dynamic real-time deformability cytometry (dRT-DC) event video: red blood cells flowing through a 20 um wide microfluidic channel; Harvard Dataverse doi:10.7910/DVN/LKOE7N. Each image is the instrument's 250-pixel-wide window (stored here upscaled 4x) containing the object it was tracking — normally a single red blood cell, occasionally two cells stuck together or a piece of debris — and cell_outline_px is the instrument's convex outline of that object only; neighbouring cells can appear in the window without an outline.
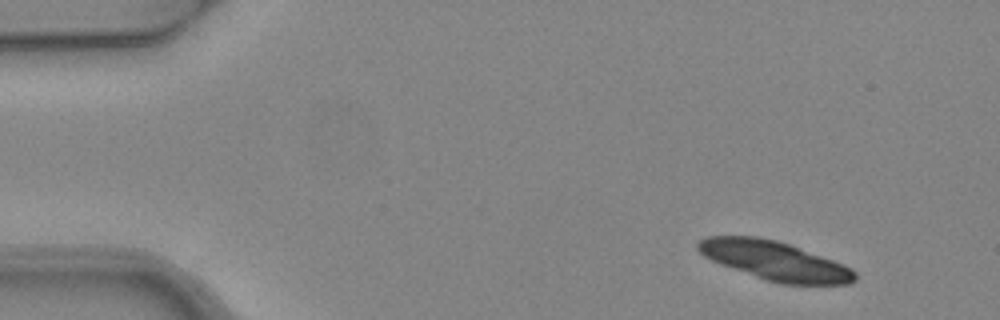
{"species": "common noctule bat (a hibernating species)", "species_latin": "Nyctalus noctula", "temperature_condition": "warm", "stored_images_in_passage": 4, "camera_frame_rate_fps": 3000, "um_per_image_px": 0.085, "animal": {"sex": "female", "body_mass_g": 24.6, "forearm_length_mm": 56.2}, "frame": {"image": 1, "passage_image": 1, "time_ms": 0.0, "image_size_px": [1000, 320], "cell_outline_px": [[856, 280], [848, 284], [780, 284], [764, 280], [720, 264], [704, 256], [696, 248], [696, 244], [700, 240], [708, 236], [756, 236], [776, 240], [788, 244], [844, 264], [852, 268], [856, 272]], "centroid_in_image_um": [65.84, 22.17], "position_along_channel_um": 19.2, "area_um2": 35.6}}